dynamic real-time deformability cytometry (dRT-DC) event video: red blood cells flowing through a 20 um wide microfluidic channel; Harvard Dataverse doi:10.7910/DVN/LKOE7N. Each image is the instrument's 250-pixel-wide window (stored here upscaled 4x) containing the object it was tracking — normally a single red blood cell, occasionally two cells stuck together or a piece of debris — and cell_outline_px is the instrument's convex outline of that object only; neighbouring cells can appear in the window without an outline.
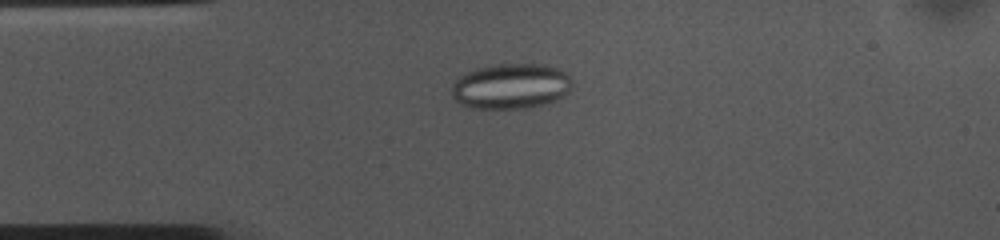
{"species": "common noctule bat (a hibernating species)", "species_latin": "Nyctalus noctula", "temperature_condition": "cold", "stored_images_in_passage": 53, "camera_frame_rate_fps": 3000, "um_per_image_px": 0.085, "animal": {"sex": "female", "body_mass_g": 10.0, "forearm_length_mm": 53.1}, "frame": {"image": 1, "passage_image": 12, "time_ms": 3.667, "image_size_px": [1000, 240], "cell_outline_px": [[572, 88], [564, 96], [556, 100], [544, 104], [528, 108], [464, 108], [452, 96], [452, 84], [464, 72], [476, 68], [496, 64], [548, 64], [564, 72], [572, 80]], "centroid_in_image_um": [43.41, 7.33], "position_along_channel_um": 41.6, "area_um2": 32.19}}
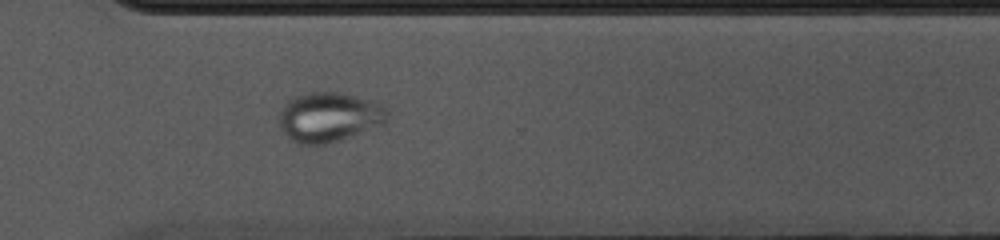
{"frame": {"image": 2, "passage_image": 38, "time_ms": 12.333, "image_size_px": [1000, 240], "cell_outline_px": [[388, 120], [384, 124], [352, 136], [328, 144], [300, 144], [292, 140], [280, 128], [280, 112], [284, 104], [288, 100], [296, 96], [308, 92], [340, 92], [368, 100], [380, 104], [388, 112]], "centroid_in_image_um": [27.97, 9.96], "position_along_channel_um": 342.6, "area_um2": 31.15}}
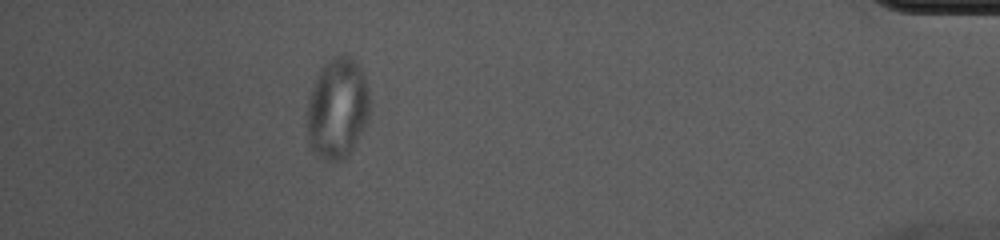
{"frame": {"image": 3, "passage_image": 48, "time_ms": 15.667, "image_size_px": [1000, 240], "cell_outline_px": [[372, 112], [368, 124], [352, 152], [348, 156], [336, 164], [328, 164], [316, 156], [312, 152], [308, 140], [308, 100], [316, 76], [320, 68], [332, 56], [348, 56], [360, 60], [372, 100]], "centroid_in_image_um": [28.75, 9.26], "position_along_channel_um": 406.4, "area_um2": 38.73}}